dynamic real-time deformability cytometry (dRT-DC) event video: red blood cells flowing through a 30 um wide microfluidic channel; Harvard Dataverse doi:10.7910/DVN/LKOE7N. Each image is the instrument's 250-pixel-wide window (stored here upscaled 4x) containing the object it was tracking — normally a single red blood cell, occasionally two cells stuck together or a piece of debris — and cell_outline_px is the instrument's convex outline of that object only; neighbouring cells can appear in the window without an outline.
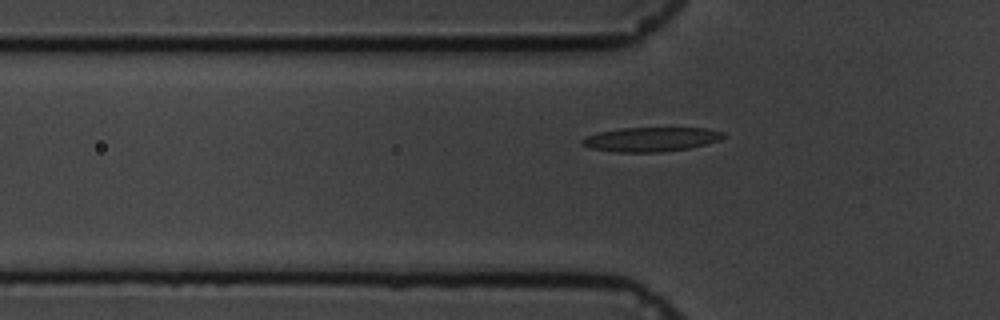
{"species": "common noctule bat (a hibernating species)", "species_latin": "Nyctalus noctula", "temperature_condition": "cold", "stored_images_in_passage": 44, "segment_of_instrument_passage": [1, 2], "camera_frame_rate_fps": 3000, "um_per_image_px": 0.085, "animal": {"sex": "male", "body_mass_g": 19.5, "forearm_length_mm": 54.6}, "frame": {"image": 1, "passage_image": 3, "time_ms": 0.667, "image_size_px": [1000, 320], "cell_outline_px": [[724, 136], [720, 140], [688, 148], [660, 152], [616, 152], [592, 148], [580, 144], [580, 140], [596, 132], [620, 128], [704, 128], [724, 132]], "centroid_in_image_um": [55.29, 11.84], "position_along_channel_um": 70.5, "area_um2": 19.88}}
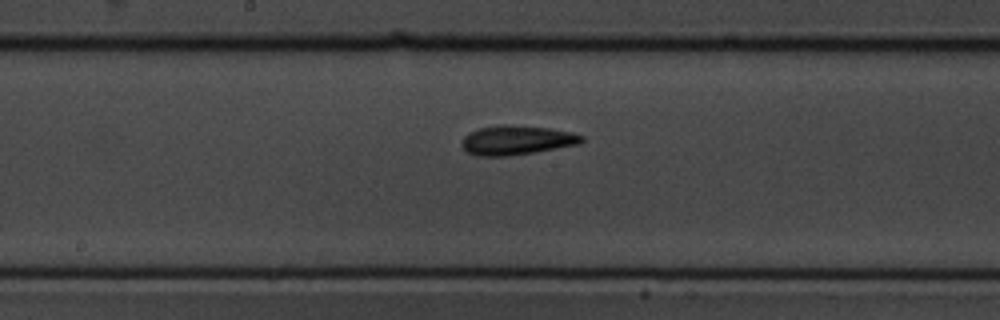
{"frame": {"image": 2, "passage_image": 15, "time_ms": 4.667, "image_size_px": [1000, 320], "cell_outline_px": [[584, 140], [580, 144], [508, 156], [476, 156], [468, 152], [460, 144], [464, 136], [468, 132], [480, 128], [504, 124], [508, 124], [548, 128], [572, 132], [584, 136]], "centroid_in_image_um": [43.9, 11.91], "position_along_channel_um": 204.3, "area_um2": 20.46}}
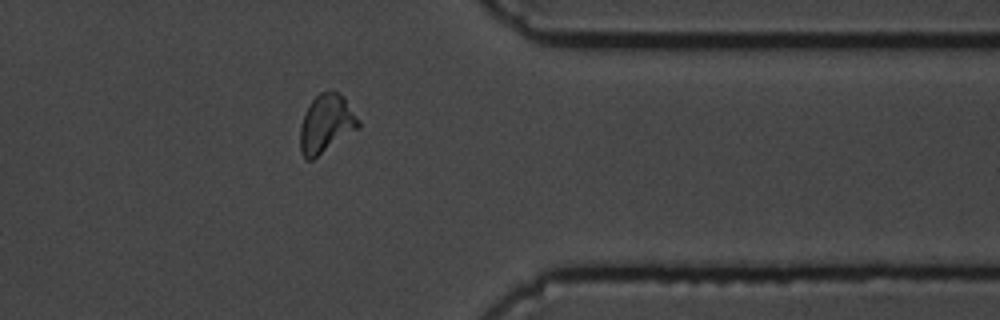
{"frame": {"image": 3, "passage_image": 32, "time_ms": 10.333, "image_size_px": [1000, 320], "cell_outline_px": [[360, 128], [312, 160], [304, 160], [300, 152], [300, 128], [304, 116], [312, 100], [320, 92], [336, 92], [344, 96], [360, 120]], "centroid_in_image_um": [27.74, 10.55], "position_along_channel_um": 383.7, "area_um2": 19.83}}